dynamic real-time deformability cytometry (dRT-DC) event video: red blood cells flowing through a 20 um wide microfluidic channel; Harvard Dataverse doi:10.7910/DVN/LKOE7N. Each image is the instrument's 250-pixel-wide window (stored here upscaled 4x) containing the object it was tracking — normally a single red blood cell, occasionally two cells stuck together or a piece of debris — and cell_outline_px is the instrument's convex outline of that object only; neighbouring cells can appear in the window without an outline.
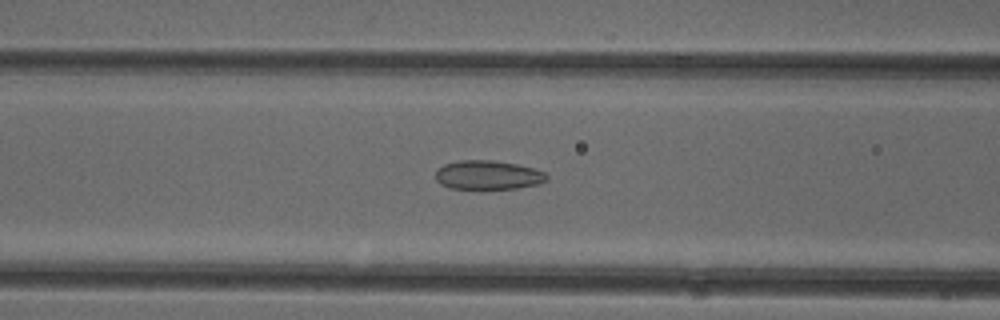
{"species": "common noctule bat (a hibernating species)", "species_latin": "Nyctalus noctula", "temperature_condition": "cold", "stored_images_in_passage": 38, "camera_frame_rate_fps": 3000, "um_per_image_px": 0.085, "animal": {"sex": "female"}, "frame": {"image": 1, "passage_image": 7, "time_ms": 2.0, "image_size_px": [1000, 320], "cell_outline_px": [[548, 180], [540, 184], [516, 188], [448, 188], [440, 184], [436, 180], [436, 168], [444, 164], [460, 160], [492, 160], [516, 164], [532, 168], [544, 172], [548, 176]], "centroid_in_image_um": [41.46, 14.87], "position_along_channel_um": 125.1, "area_um2": 18.79}}
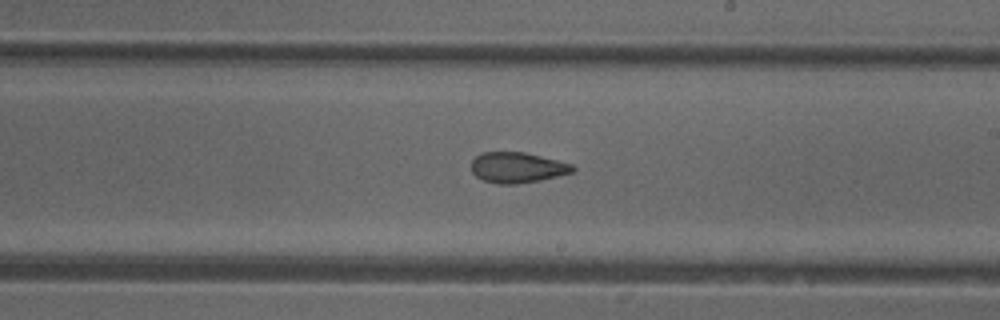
{"frame": {"image": 2, "passage_image": 16, "time_ms": 5.0, "image_size_px": [1000, 320], "cell_outline_px": [[576, 168], [572, 172], [540, 180], [516, 184], [496, 184], [484, 180], [476, 176], [472, 172], [472, 160], [480, 152], [524, 152], [572, 164]], "centroid_in_image_um": [43.94, 14.24], "position_along_channel_um": 245.1, "area_um2": 17.92}}
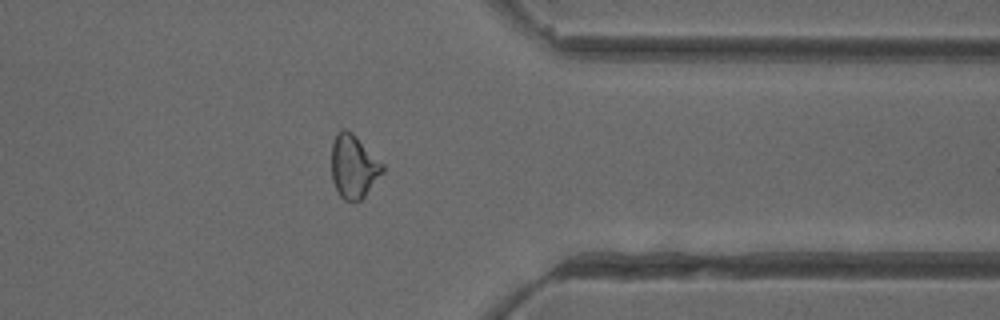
{"frame": {"image": 3, "passage_image": 27, "time_ms": 8.667, "image_size_px": [1000, 320], "cell_outline_px": [[384, 172], [364, 196], [360, 200], [344, 200], [340, 196], [332, 180], [332, 144], [336, 132], [340, 128], [344, 128], [352, 132], [384, 164]], "centroid_in_image_um": [30.06, 14.12], "position_along_channel_um": 381.3, "area_um2": 18.84}, "authors_computed_cell_mechanics": {"area_um2": 18.7272, "velocity_mm_per_s": 3.9954, "shape_relaxation_time_tau1_ms": null, "shape_relaxation_time_tau2_ms": 2.2144, "deformation_change_tau1": null, "deformation_change_tau2": 0.0817}}